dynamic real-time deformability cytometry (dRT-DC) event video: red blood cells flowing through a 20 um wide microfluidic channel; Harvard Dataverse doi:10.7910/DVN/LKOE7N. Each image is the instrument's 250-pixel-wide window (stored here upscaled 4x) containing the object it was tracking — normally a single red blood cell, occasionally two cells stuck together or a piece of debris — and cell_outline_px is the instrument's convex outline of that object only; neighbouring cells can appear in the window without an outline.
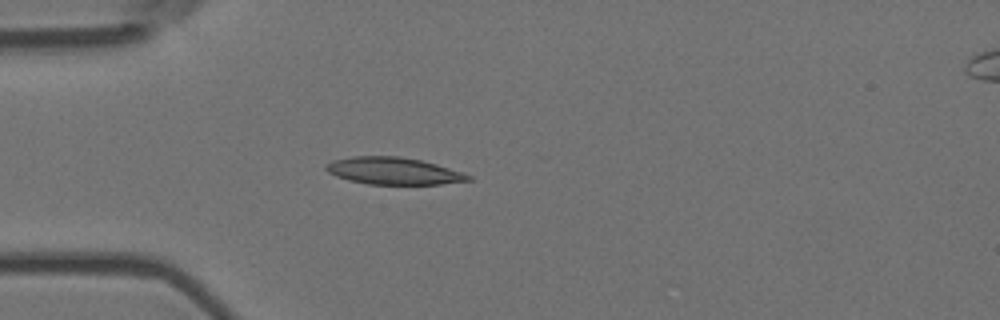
{"species": "Egyptian fruit bat (a non-hibernating species)", "species_latin": "Rousettus aegyptiacus", "temperature_condition": "room temperature", "stored_images_in_passage": 3, "camera_frame_rate_fps": 3000, "um_per_image_px": 0.085, "animal": {"sex": "female"}, "frame": {"image": 1, "passage_image": 3, "time_ms": 0.667, "image_size_px": [1000, 320], "cell_outline_px": [[472, 180], [440, 184], [368, 184], [348, 180], [336, 176], [328, 172], [324, 168], [324, 164], [332, 160], [352, 156], [400, 156], [420, 160], [436, 164], [472, 176]], "centroid_in_image_um": [33.39, 14.52], "position_along_channel_um": 51.6, "area_um2": 22.43}}